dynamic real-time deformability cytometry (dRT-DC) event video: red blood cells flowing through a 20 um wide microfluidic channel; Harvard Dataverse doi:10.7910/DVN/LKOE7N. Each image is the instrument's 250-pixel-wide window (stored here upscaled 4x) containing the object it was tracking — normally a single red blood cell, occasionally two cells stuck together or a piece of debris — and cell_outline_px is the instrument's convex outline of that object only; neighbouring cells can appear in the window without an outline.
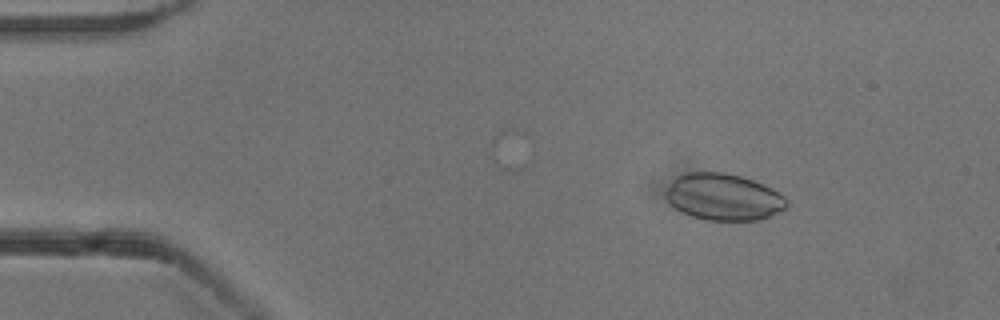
{"species": "common noctule bat (a hibernating species)", "species_latin": "Nyctalus noctula", "temperature_condition": "cold", "stored_images_in_passage": 42, "camera_frame_rate_fps": 3000, "um_per_image_px": 0.085, "animal": {"sex": "male", "body_mass_g": 13.3}, "frame": {"image": 1, "passage_image": 8, "time_ms": 2.333, "image_size_px": [1000, 320], "cell_outline_px": [[788, 208], [760, 220], [704, 220], [692, 216], [676, 208], [664, 196], [664, 192], [672, 180], [676, 176], [688, 172], [724, 172], [740, 176], [764, 184], [772, 188], [784, 196], [788, 200]], "centroid_in_image_um": [61.51, 16.74], "position_along_channel_um": 23.5, "area_um2": 33.06}}
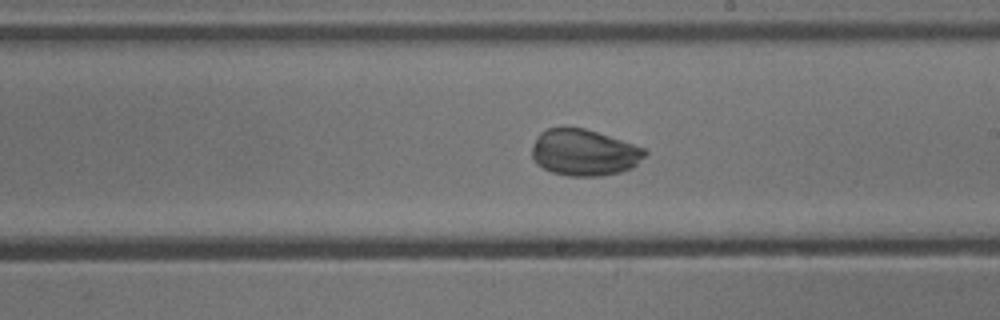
{"frame": {"image": 2, "passage_image": 31, "time_ms": 10.0, "image_size_px": [1000, 320], "cell_outline_px": [[648, 152], [632, 168], [620, 172], [600, 176], [568, 176], [552, 172], [536, 164], [532, 156], [532, 148], [536, 136], [540, 132], [548, 128], [564, 124], [584, 128], [644, 148]], "centroid_in_image_um": [49.59, 12.94], "position_along_channel_um": 239.4, "area_um2": 30.81}}
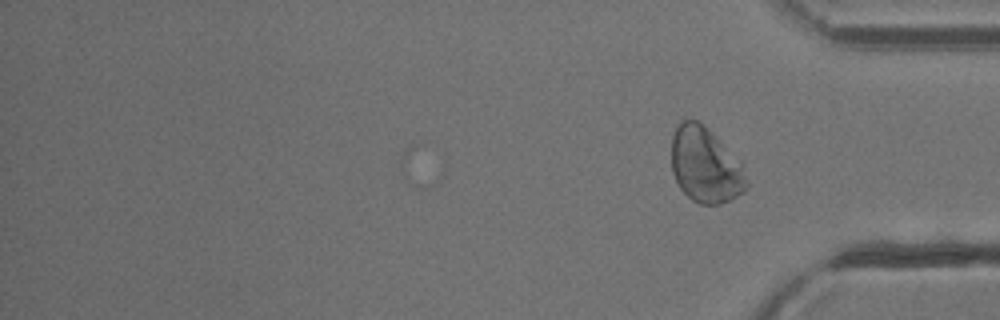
{"frame": {"image": 3, "passage_image": 42, "time_ms": 13.667, "image_size_px": [1000, 320], "cell_outline_px": [[748, 188], [744, 192], [720, 204], [700, 204], [692, 200], [680, 188], [672, 172], [672, 136], [676, 124], [680, 120], [700, 120], [740, 164], [748, 180]], "centroid_in_image_um": [59.92, 14.04], "position_along_channel_um": 375.3, "area_um2": 32.6}}